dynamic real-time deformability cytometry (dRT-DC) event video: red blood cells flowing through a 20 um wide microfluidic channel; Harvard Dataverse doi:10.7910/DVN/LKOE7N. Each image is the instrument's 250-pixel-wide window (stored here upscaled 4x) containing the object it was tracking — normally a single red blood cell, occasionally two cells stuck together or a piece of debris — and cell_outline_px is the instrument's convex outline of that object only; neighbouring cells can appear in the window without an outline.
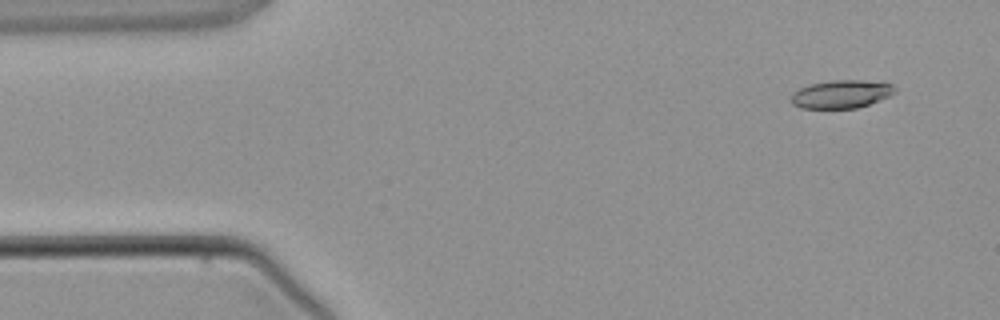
{"species": "common noctule bat (a hibernating species)", "species_latin": "Nyctalus noctula", "temperature_condition": "warm", "stored_images_in_passage": 4, "camera_frame_rate_fps": 3000, "um_per_image_px": 0.085, "animal": {"sex": "male", "body_mass_g": 21.5, "forearm_length_mm": 52.0}, "frame": {"image": 1, "passage_image": 1, "time_ms": 0.0, "image_size_px": [1000, 320], "cell_outline_px": [[896, 92], [880, 100], [856, 108], [800, 108], [792, 104], [788, 100], [792, 92], [808, 84], [832, 80], [864, 80], [892, 84], [896, 88]], "centroid_in_image_um": [71.45, 8.0], "position_along_channel_um": 13.5, "area_um2": 17.17}}
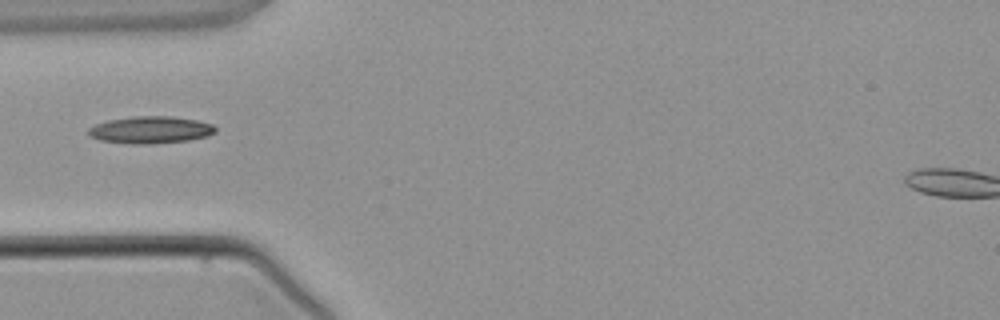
{"frame": {"image": 2, "passage_image": 3, "time_ms": 3.333, "image_size_px": [1000, 320], "cell_outline_px": [[216, 132], [208, 136], [188, 140], [152, 144], [132, 144], [100, 140], [88, 136], [88, 128], [96, 124], [108, 120], [132, 116], [172, 116], [196, 120], [212, 124], [216, 128]], "centroid_in_image_um": [12.79, 11.04], "position_along_channel_um": 72.2, "area_um2": 20.17}}
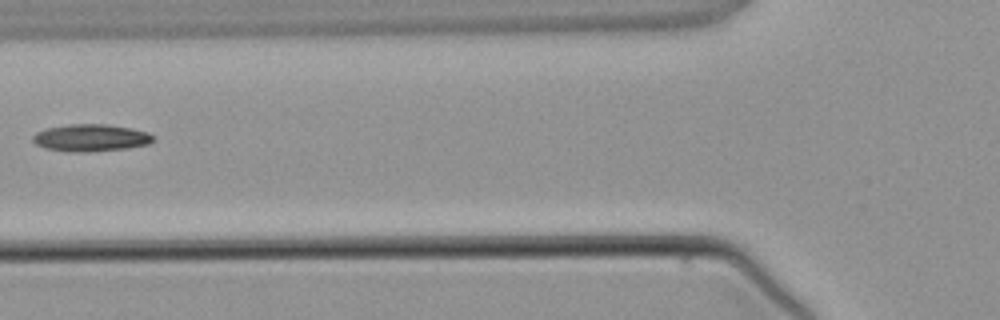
{"frame": {"image": 3, "passage_image": 4, "time_ms": 4.333, "image_size_px": [1000, 320], "cell_outline_px": [[156, 140], [148, 144], [124, 148], [88, 152], [68, 152], [48, 148], [36, 144], [32, 140], [32, 136], [36, 132], [44, 128], [68, 124], [108, 124], [132, 128], [148, 132], [156, 136]], "centroid_in_image_um": [7.73, 11.7], "position_along_channel_um": 118.1, "area_um2": 19.25}}